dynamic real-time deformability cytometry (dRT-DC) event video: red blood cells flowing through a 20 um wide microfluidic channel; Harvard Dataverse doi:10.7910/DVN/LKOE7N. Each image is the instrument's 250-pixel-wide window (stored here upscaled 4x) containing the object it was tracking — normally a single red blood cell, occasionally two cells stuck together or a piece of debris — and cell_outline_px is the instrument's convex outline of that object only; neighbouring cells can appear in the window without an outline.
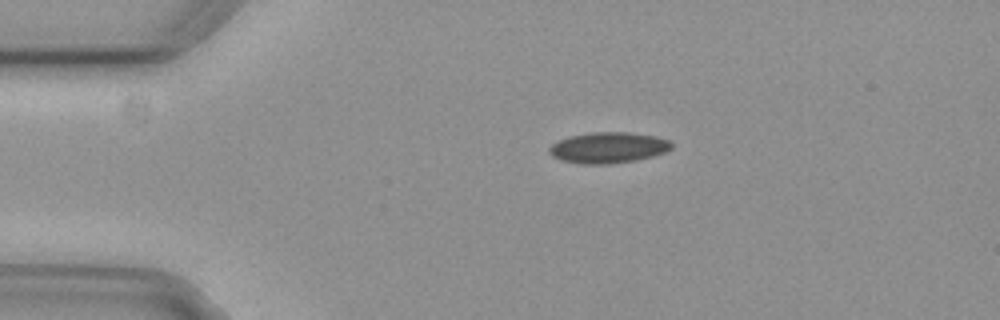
{"species": "common noctule bat (a hibernating species)", "species_latin": "Nyctalus noctula", "temperature_condition": "cold", "stored_images_in_passage": 44, "camera_frame_rate_fps": 3000, "um_per_image_px": 0.085, "animal": {"sex": "female", "body_mass_g": 29.2, "forearm_length_mm": 56.3}, "frame": {"image": 1, "passage_image": 1, "time_ms": 0.0, "image_size_px": [1000, 320], "cell_outline_px": [[672, 148], [664, 152], [652, 156], [636, 160], [608, 164], [580, 164], [564, 160], [552, 156], [548, 152], [548, 148], [552, 144], [568, 136], [592, 132], [628, 132], [656, 136], [668, 140], [672, 144]], "centroid_in_image_um": [51.69, 12.54], "position_along_channel_um": 33.3, "area_um2": 21.96}}
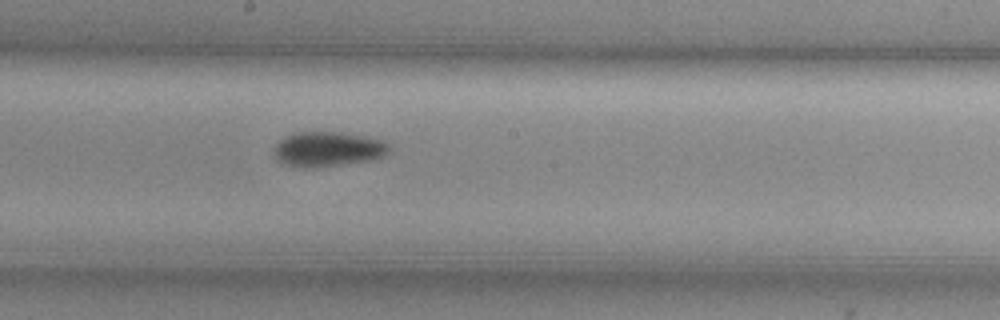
{"frame": {"image": 2, "passage_image": 19, "time_ms": 6.0, "image_size_px": [1000, 320], "cell_outline_px": [[392, 152], [376, 160], [316, 168], [296, 168], [280, 164], [272, 156], [272, 148], [276, 140], [292, 132], [316, 128], [344, 132], [368, 136], [384, 140], [392, 144]], "centroid_in_image_um": [27.83, 12.64], "position_along_channel_um": 220.4, "area_um2": 25.72}}
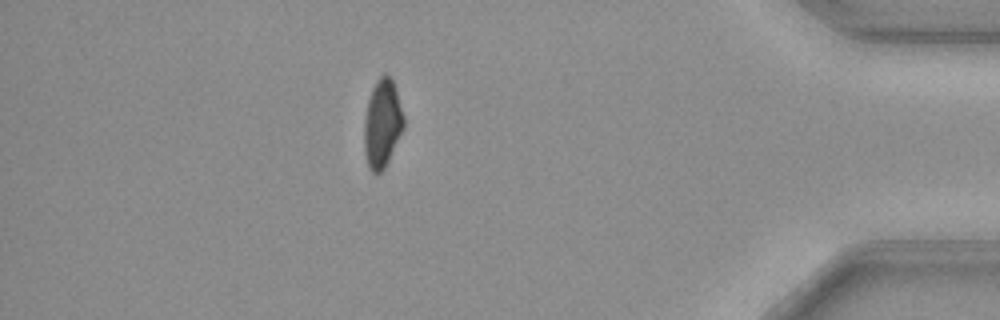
{"frame": {"image": 3, "passage_image": 37, "time_ms": 12.0, "image_size_px": [1000, 320], "cell_outline_px": [[404, 128], [384, 168], [380, 172], [372, 172], [368, 168], [364, 152], [364, 120], [368, 100], [372, 88], [376, 80], [384, 72], [392, 80], [396, 88], [404, 116]], "centroid_in_image_um": [32.49, 10.48], "position_along_channel_um": 402.7, "area_um2": 20.35}, "authors_computed_cell_mechanics": {"area_um2": 22.4553, "velocity_mm_per_s": 3.8329, "shape_relaxation_time_tau1_ms": 4.6927, "shape_relaxation_time_tau2_ms": null, "deformation_change_tau1": 0.1131, "deformation_change_tau2": null}}